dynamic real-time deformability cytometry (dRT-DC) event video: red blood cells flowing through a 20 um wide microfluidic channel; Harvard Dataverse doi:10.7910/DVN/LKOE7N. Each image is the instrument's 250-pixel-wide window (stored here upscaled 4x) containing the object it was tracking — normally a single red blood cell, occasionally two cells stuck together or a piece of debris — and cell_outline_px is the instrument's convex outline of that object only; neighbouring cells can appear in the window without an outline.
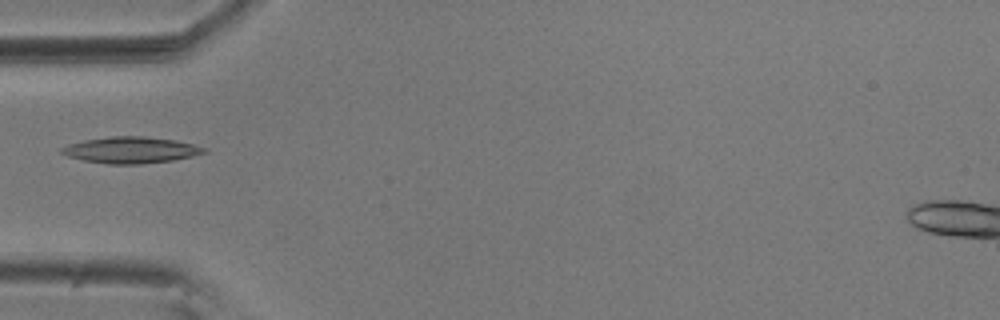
{"species": "common noctule bat (a hibernating species)", "species_latin": "Nyctalus noctula", "temperature_condition": "room temperature", "stored_images_in_passage": 38, "camera_frame_rate_fps": 3000, "um_per_image_px": 0.085, "animal": {"sex": "male", "body_mass_g": 20.5, "forearm_length_mm": 52.5}, "frame": {"image": 1, "passage_image": 1, "time_ms": 0.0, "image_size_px": [1000, 320], "cell_outline_px": [[208, 152], [192, 156], [172, 160], [140, 164], [108, 164], [84, 160], [68, 156], [60, 152], [60, 148], [68, 144], [84, 140], [112, 136], [144, 136], [176, 140], [208, 148]], "centroid_in_image_um": [11.14, 12.75], "position_along_channel_um": 73.9, "area_um2": 21.85}}
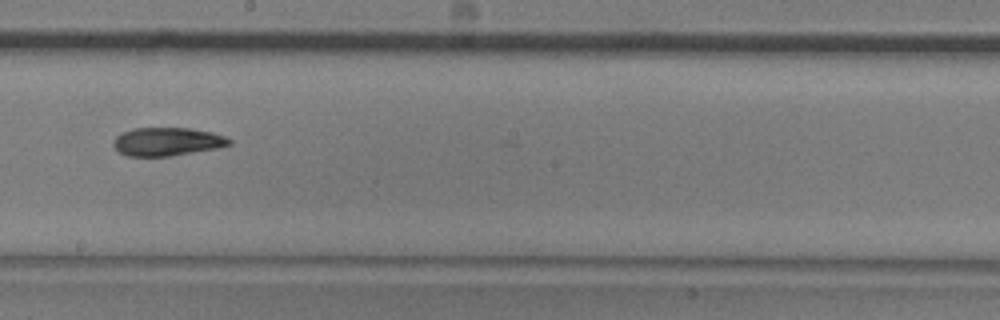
{"frame": {"image": 2, "passage_image": 14, "time_ms": 4.333, "image_size_px": [1000, 320], "cell_outline_px": [[232, 144], [216, 148], [172, 156], [128, 156], [120, 152], [112, 144], [116, 136], [132, 128], [192, 128], [212, 132], [224, 136], [232, 140]], "centroid_in_image_um": [14.22, 12.03], "position_along_channel_um": 234.0, "area_um2": 19.07}}
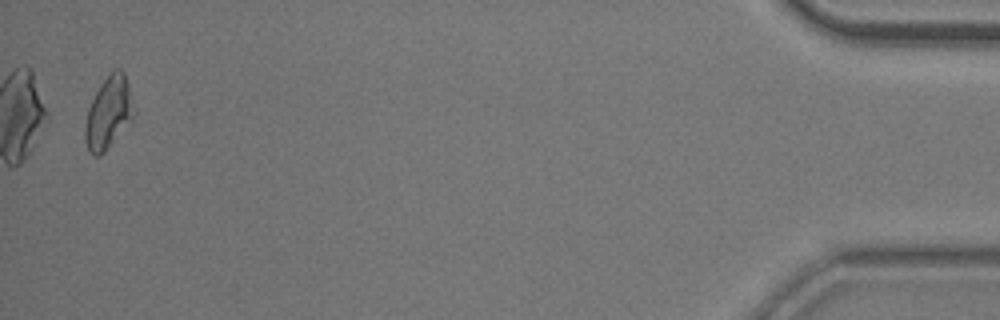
{"frame": {"image": 3, "passage_image": 37, "time_ms": 12.0, "image_size_px": [1000, 320], "cell_outline_px": [[136, 112], [132, 120], [104, 152], [100, 156], [96, 156], [88, 152], [84, 140], [84, 128], [88, 108], [100, 84], [108, 72], [112, 68], [120, 68], [124, 72], [128, 84]], "centroid_in_image_um": [9.23, 9.56], "position_along_channel_um": 426.0, "area_um2": 20.81}}